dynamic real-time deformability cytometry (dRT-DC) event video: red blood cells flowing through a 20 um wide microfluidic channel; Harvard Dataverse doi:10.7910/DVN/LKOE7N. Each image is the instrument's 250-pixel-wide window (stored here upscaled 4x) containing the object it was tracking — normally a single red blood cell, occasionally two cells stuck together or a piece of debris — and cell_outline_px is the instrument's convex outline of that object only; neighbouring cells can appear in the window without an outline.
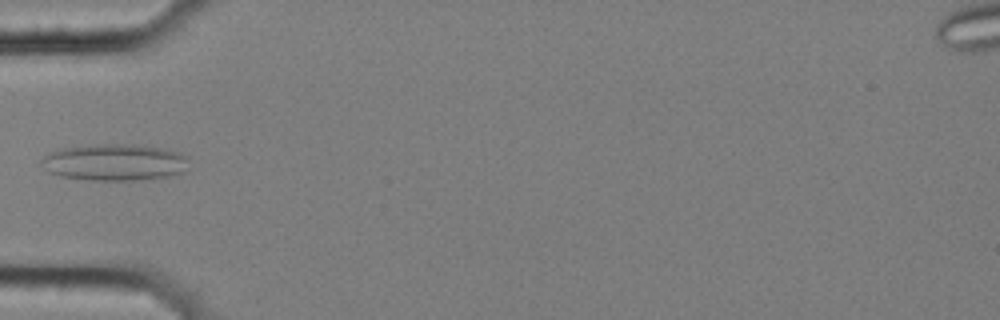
{"species": "common noctule bat (a hibernating species)", "species_latin": "Nyctalus noctula", "temperature_condition": "cold", "stored_images_in_passage": 4, "camera_frame_rate_fps": 3000, "um_per_image_px": 0.085, "animal": {"sex": "female", "body_mass_g": 25.1}, "frame": {"image": 1, "passage_image": 1, "time_ms": 0.0, "image_size_px": [1000, 320], "cell_outline_px": [[188, 156], [184, 172], [172, 176], [136, 180], [92, 180], [60, 176], [48, 172], [40, 164], [40, 160], [44, 156], [60, 148], [96, 144], [120, 144], [164, 148], [180, 152]], "centroid_in_image_um": [9.73, 13.8], "position_along_channel_um": 75.3, "area_um2": 31.56}}